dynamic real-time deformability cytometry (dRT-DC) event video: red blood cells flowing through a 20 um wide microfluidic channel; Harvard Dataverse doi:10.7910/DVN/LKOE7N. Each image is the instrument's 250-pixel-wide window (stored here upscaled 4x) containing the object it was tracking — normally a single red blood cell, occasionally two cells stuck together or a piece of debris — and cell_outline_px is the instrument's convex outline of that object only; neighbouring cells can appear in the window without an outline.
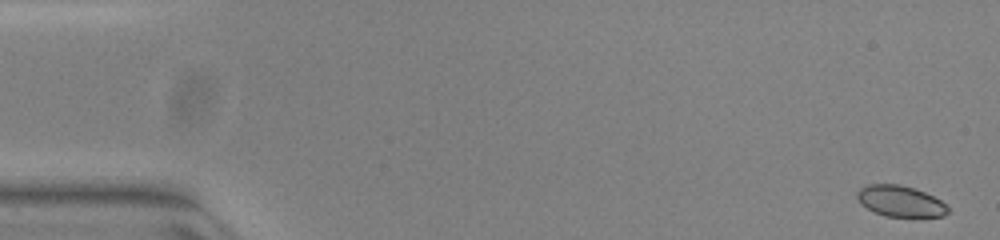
{"species": "common noctule bat (a hibernating species)", "species_latin": "Nyctalus noctula", "temperature_condition": "warm", "stored_images_in_passage": 52, "camera_frame_rate_fps": 3000, "um_per_image_px": 0.085, "animal": {"sex": "female", "body_mass_g": 23.0, "forearm_length_mm": 53.4}, "frame": {"image": 1, "passage_image": 1, "time_ms": 0.0, "image_size_px": [1000, 240], "cell_outline_px": [[948, 212], [944, 216], [884, 216], [860, 204], [856, 196], [856, 192], [860, 188], [868, 184], [900, 184], [916, 188], [940, 200], [948, 208]], "centroid_in_image_um": [76.49, 17.08], "position_along_channel_um": 8.5, "area_um2": 16.3}}
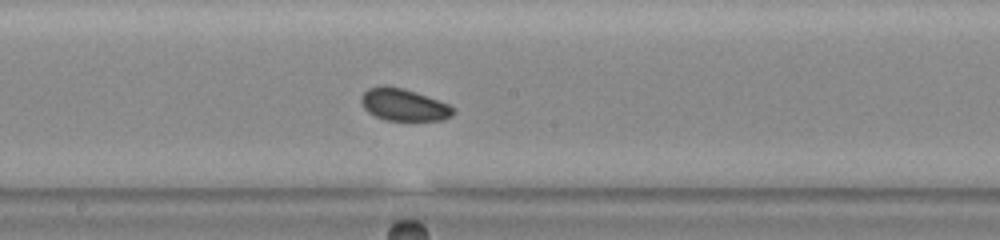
{"frame": {"image": 2, "passage_image": 28, "time_ms": 9.0, "image_size_px": [1000, 240], "cell_outline_px": [[456, 112], [452, 116], [444, 120], [384, 120], [368, 112], [364, 108], [360, 100], [360, 96], [368, 88], [384, 84], [404, 88], [416, 92], [448, 104], [456, 108]], "centroid_in_image_um": [34.32, 8.89], "position_along_channel_um": 213.9, "area_um2": 17.46}}
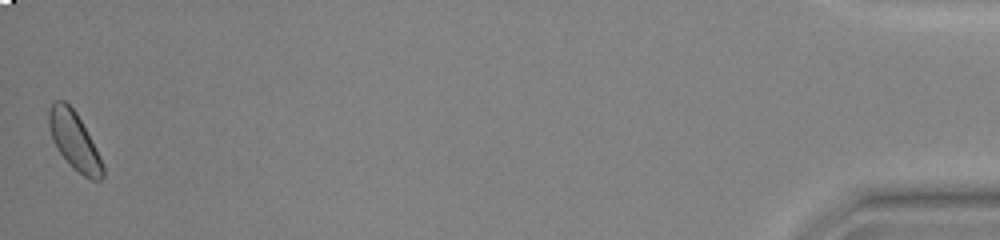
{"frame": {"image": 3, "passage_image": 52, "time_ms": 17.0, "image_size_px": [1000, 240], "cell_outline_px": [[104, 176], [100, 180], [92, 180], [84, 176], [60, 152], [48, 128], [48, 112], [52, 100], [64, 100], [76, 112], [104, 168]], "centroid_in_image_um": [6.27, 11.91], "position_along_channel_um": 428.9, "area_um2": 17.17}}